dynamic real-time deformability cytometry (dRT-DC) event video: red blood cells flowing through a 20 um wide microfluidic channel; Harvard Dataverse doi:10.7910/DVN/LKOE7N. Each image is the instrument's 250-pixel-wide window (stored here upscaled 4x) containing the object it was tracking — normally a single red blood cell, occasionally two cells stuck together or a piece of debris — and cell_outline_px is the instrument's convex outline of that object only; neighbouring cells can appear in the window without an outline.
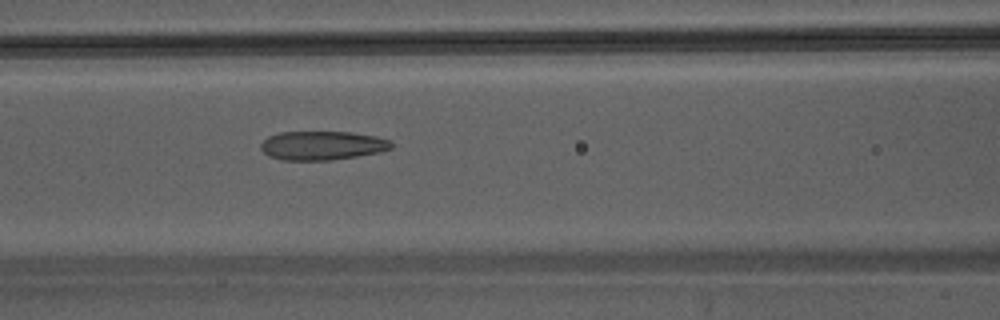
{"species": "Egyptian fruit bat (a non-hibernating species)", "species_latin": "Rousettus aegyptiacus", "temperature_condition": "warm", "stored_images_in_passage": 46, "camera_frame_rate_fps": 3000, "um_per_image_px": 0.085, "animal": {"sex": "male"}, "frame": {"image": 1, "passage_image": 21, "time_ms": 6.667, "image_size_px": [1000, 320], "cell_outline_px": [[392, 148], [380, 152], [332, 160], [284, 160], [268, 156], [260, 148], [260, 144], [268, 136], [280, 132], [352, 132], [376, 136], [392, 140]], "centroid_in_image_um": [27.4, 12.36], "position_along_channel_um": 139.2, "area_um2": 22.08}}
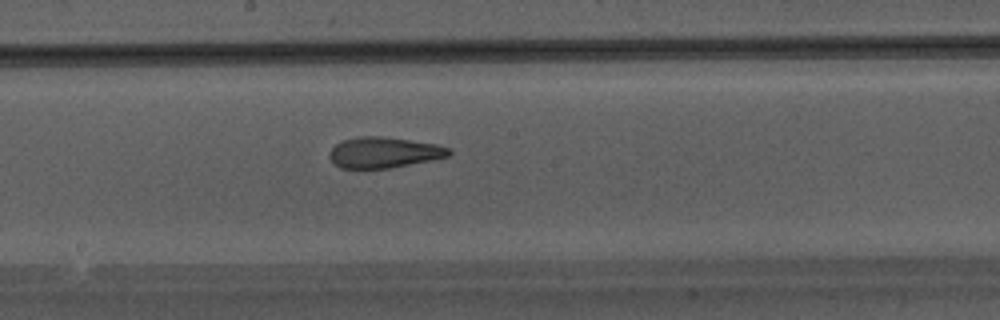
{"frame": {"image": 2, "passage_image": 26, "time_ms": 8.333, "image_size_px": [1000, 320], "cell_outline_px": [[452, 152], [448, 156], [432, 160], [388, 168], [340, 168], [328, 156], [332, 148], [340, 140], [356, 136], [384, 136], [436, 144], [452, 148]], "centroid_in_image_um": [32.64, 12.94], "position_along_channel_um": 215.6, "area_um2": 21.5}}
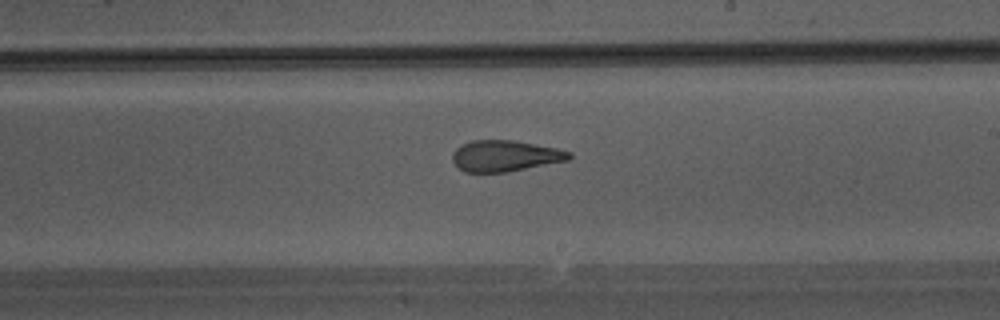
{"frame": {"image": 3, "passage_image": 28, "time_ms": 9.0, "image_size_px": [1000, 320], "cell_outline_px": [[572, 156], [568, 160], [508, 172], [464, 172], [452, 160], [452, 156], [456, 148], [460, 144], [472, 140], [512, 140], [556, 148], [572, 152]], "centroid_in_image_um": [42.92, 13.25], "position_along_channel_um": 246.1, "area_um2": 21.1}}